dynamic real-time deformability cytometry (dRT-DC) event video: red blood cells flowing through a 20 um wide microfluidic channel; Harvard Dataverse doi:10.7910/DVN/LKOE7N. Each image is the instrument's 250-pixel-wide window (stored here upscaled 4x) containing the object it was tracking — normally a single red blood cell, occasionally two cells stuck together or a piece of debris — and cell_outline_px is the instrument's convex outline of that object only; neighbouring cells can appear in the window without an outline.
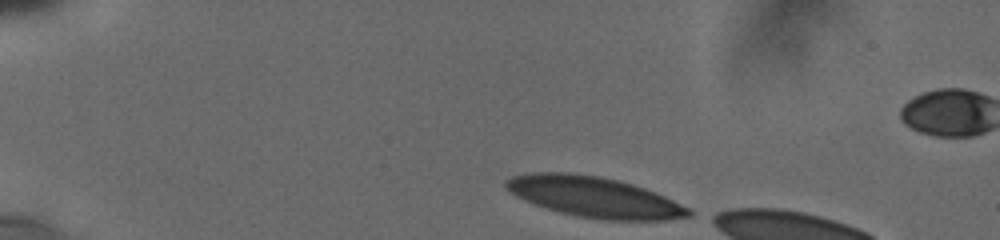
{"species": "human", "species_latin": "Homo sapiens", "temperature_condition": "cold", "stored_images_in_passage": 10, "camera_frame_rate_fps": 3000, "um_per_image_px": 0.085, "donor": {"sex": "male"}, "frame": {"image": 1, "passage_image": 1, "time_ms": 0.0, "image_size_px": [1000, 240], "cell_outline_px": [[692, 216], [668, 220], [604, 220], [576, 216], [544, 208], [524, 200], [516, 196], [504, 188], [504, 180], [512, 176], [532, 172], [568, 172], [600, 176], [632, 184], [644, 188], [664, 196], [688, 208], [692, 212]], "centroid_in_image_um": [50.46, 16.74], "position_along_channel_um": 34.5, "area_um2": 43.23}}